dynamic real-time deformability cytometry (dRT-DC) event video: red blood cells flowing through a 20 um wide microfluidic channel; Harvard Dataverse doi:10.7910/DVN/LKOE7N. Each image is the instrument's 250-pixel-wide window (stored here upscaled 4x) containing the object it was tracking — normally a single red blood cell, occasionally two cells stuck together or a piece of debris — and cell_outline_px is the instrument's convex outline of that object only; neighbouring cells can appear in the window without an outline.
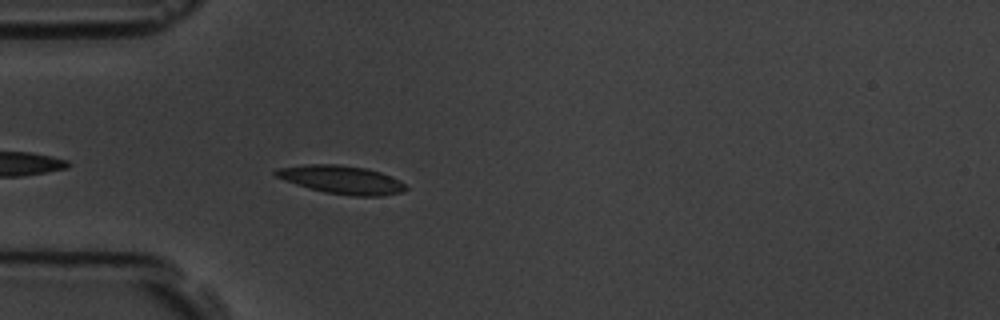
{"species": "common noctule bat (a hibernating species)", "species_latin": "Nyctalus noctula", "temperature_condition": "room temperature", "stored_images_in_passage": 4, "camera_frame_rate_fps": 3000, "um_per_image_px": 0.085, "animal": {"sex": "male", "body_mass_g": 19.5, "forearm_length_mm": 54.6}, "frame": {"image": 1, "passage_image": 4, "time_ms": 3.333, "image_size_px": [1000, 320], "cell_outline_px": [[408, 188], [404, 192], [380, 196], [352, 196], [324, 192], [308, 188], [284, 180], [276, 176], [272, 172], [276, 168], [304, 164], [336, 164], [364, 168], [380, 172], [400, 180]], "centroid_in_image_um": [29.02, 15.28], "position_along_channel_um": 56.0, "area_um2": 21.5}}